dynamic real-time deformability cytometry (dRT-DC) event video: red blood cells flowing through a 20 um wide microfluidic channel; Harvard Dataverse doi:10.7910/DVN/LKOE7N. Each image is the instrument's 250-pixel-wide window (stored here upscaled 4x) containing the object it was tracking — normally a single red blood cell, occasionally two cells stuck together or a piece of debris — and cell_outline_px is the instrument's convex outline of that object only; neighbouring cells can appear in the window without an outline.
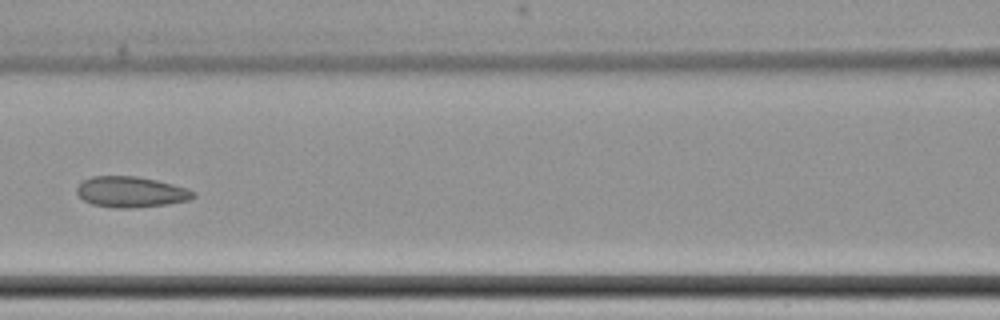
{"species": "common noctule bat (a hibernating species)", "species_latin": "Nyctalus noctula", "temperature_condition": "cold", "stored_images_in_passage": 9, "camera_frame_rate_fps": 3000, "um_per_image_px": 0.085, "animal": {"sex": "female", "body_mass_g": 22.7, "forearm_length_mm": 54.2}, "frame": {"image": 1, "passage_image": 6, "time_ms": 6.0, "image_size_px": [1000, 320], "cell_outline_px": [[196, 196], [188, 200], [168, 204], [132, 208], [116, 208], [92, 204], [84, 200], [76, 192], [76, 188], [84, 180], [92, 176], [136, 176], [156, 180], [188, 188], [196, 192]], "centroid_in_image_um": [11.15, 16.31], "position_along_channel_um": 155.5, "area_um2": 20.87}}
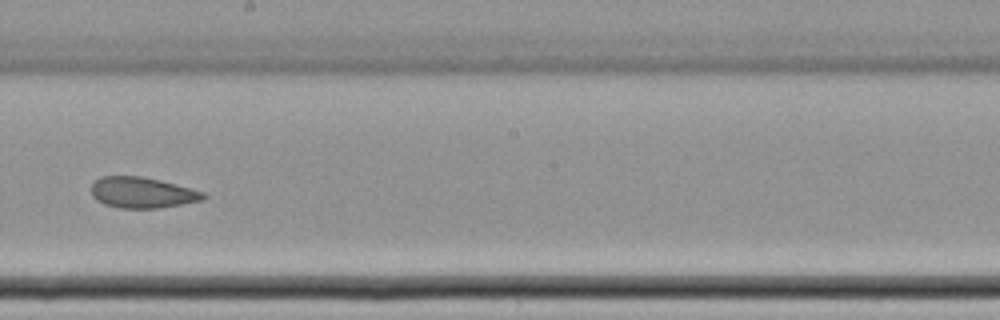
{"frame": {"image": 2, "passage_image": 8, "time_ms": 8.333, "image_size_px": [1000, 320], "cell_outline_px": [[208, 196], [204, 200], [160, 208], [120, 208], [104, 204], [96, 200], [92, 196], [92, 184], [100, 176], [140, 176], [160, 180], [176, 184], [204, 192]], "centroid_in_image_um": [12.1, 16.37], "position_along_channel_um": 236.1, "area_um2": 20.23}}
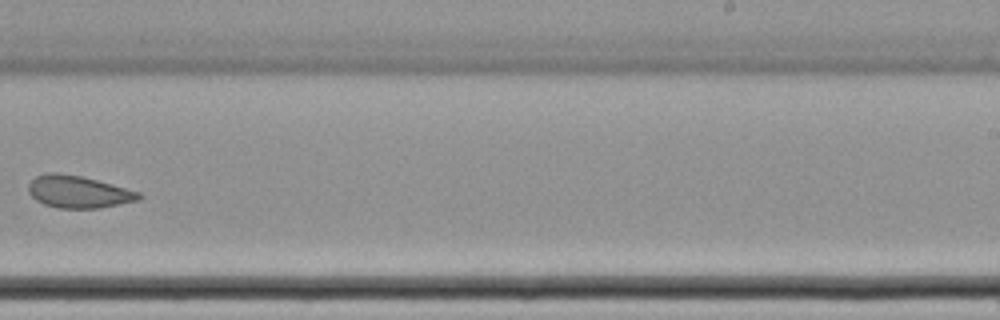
{"frame": {"image": 3, "passage_image": 9, "time_ms": 9.667, "image_size_px": [1000, 320], "cell_outline_px": [[144, 196], [140, 200], [100, 208], [56, 208], [44, 204], [36, 200], [28, 192], [28, 184], [36, 176], [48, 172], [56, 172], [80, 176], [96, 180], [140, 192]], "centroid_in_image_um": [6.66, 16.31], "position_along_channel_um": 282.3, "area_um2": 20.75}}